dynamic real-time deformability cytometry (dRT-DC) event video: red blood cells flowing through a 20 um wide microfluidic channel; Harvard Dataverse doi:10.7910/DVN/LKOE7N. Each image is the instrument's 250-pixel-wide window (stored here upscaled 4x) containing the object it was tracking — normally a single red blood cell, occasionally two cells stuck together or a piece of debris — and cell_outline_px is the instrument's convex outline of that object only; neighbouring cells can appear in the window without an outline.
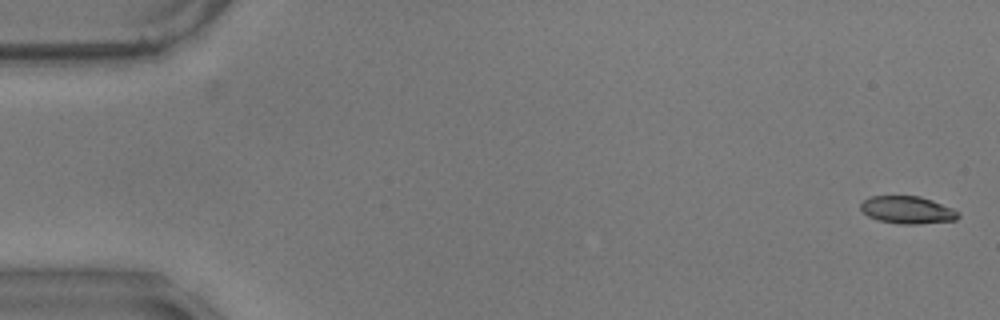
{"species": "common noctule bat (a hibernating species)", "species_latin": "Nyctalus noctula", "temperature_condition": "warm", "stored_images_in_passage": 17, "camera_frame_rate_fps": 3000, "um_per_image_px": 0.085, "animal": {"sex": "male", "body_mass_g": 17.9}, "frame": {"image": 1, "passage_image": 1, "time_ms": 0.0, "image_size_px": [1000, 320], "cell_outline_px": [[960, 216], [956, 220], [920, 224], [900, 224], [876, 220], [868, 216], [860, 208], [860, 204], [868, 196], [920, 196], [932, 200], [952, 208], [960, 212]], "centroid_in_image_um": [77.13, 17.85], "position_along_channel_um": 7.9, "area_um2": 15.78}}
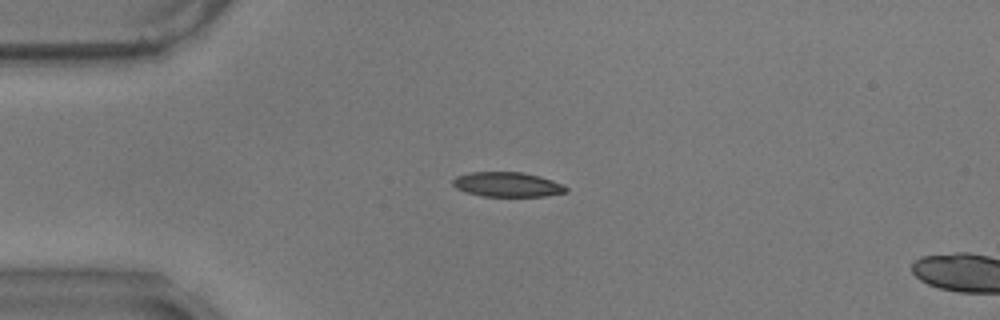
{"frame": {"image": 2, "passage_image": 14, "time_ms": 4.333, "image_size_px": [1000, 320], "cell_outline_px": [[568, 192], [544, 196], [484, 196], [464, 192], [456, 188], [452, 184], [452, 180], [456, 176], [472, 172], [520, 172], [540, 176], [552, 180], [568, 188]], "centroid_in_image_um": [43.1, 15.68], "position_along_channel_um": 41.9, "area_um2": 16.24}}